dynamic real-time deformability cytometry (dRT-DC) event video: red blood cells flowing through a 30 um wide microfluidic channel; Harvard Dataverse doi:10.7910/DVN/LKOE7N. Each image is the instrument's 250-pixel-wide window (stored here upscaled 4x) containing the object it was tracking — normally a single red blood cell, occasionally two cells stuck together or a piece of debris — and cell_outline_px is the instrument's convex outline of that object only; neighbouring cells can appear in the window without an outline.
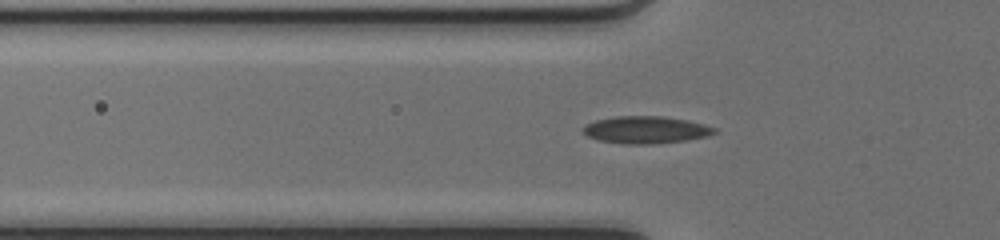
{"species": "common noctule bat (a hibernating species)", "species_latin": "Nyctalus noctula", "temperature_condition": "cold", "stored_images_in_passage": 29, "camera_frame_rate_fps": 3000, "um_per_image_px": 0.085, "animal": {"sex": "female", "body_mass_g": 17.0, "forearm_length_mm": 48.0}, "frame": {"image": 1, "passage_image": 2, "time_ms": 0.333, "image_size_px": [1000, 240], "cell_outline_px": [[716, 132], [708, 136], [684, 140], [652, 144], [620, 144], [596, 140], [580, 132], [580, 128], [584, 124], [596, 120], [616, 116], [660, 116], [688, 120], [704, 124], [716, 128]], "centroid_in_image_um": [54.81, 11.04], "position_along_channel_um": 71.0, "area_um2": 21.1}}
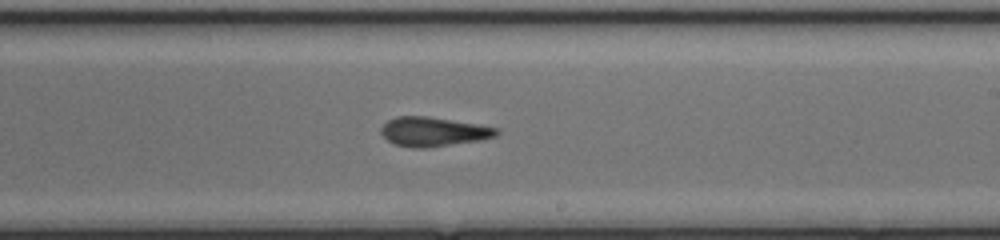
{"frame": {"image": 2, "passage_image": 15, "time_ms": 4.667, "image_size_px": [1000, 240], "cell_outline_px": [[500, 132], [496, 136], [480, 140], [424, 148], [412, 148], [396, 144], [388, 140], [380, 132], [380, 128], [388, 120], [396, 116], [428, 116], [500, 128]], "centroid_in_image_um": [36.84, 11.19], "position_along_channel_um": 252.2, "area_um2": 19.59}}
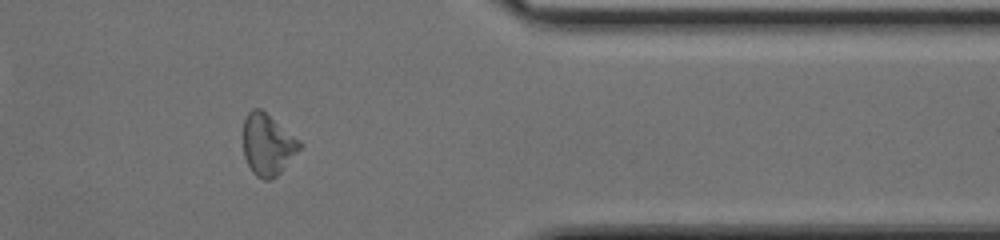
{"frame": {"image": 3, "passage_image": 26, "time_ms": 8.333, "image_size_px": [1000, 240], "cell_outline_px": [[304, 144], [284, 168], [272, 180], [264, 180], [256, 176], [252, 172], [244, 156], [244, 120], [248, 112], [252, 108], [260, 108], [300, 140]], "centroid_in_image_um": [22.76, 12.3], "position_along_channel_um": 388.6, "area_um2": 20.11}}